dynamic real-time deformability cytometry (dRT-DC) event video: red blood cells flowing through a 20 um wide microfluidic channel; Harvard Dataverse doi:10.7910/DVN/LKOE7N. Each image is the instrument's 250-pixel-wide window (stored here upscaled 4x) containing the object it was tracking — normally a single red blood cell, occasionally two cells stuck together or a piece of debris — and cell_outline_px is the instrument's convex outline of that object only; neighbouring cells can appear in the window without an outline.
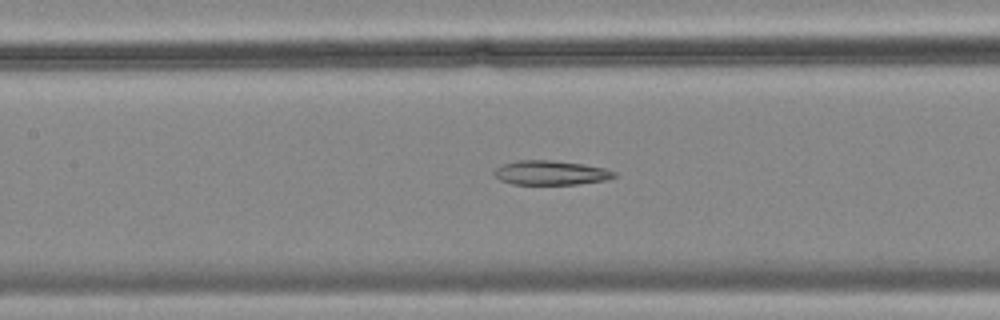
{"species": "common noctule bat (a hibernating species)", "species_latin": "Nyctalus noctula", "temperature_condition": "cold", "stored_images_in_passage": 57, "segment_of_instrument_passage": [2, 2], "camera_frame_rate_fps": 3000, "um_per_image_px": 0.085, "animal": {"sex": "female", "body_mass_g": 18.4}, "frame": {"image": 1, "passage_image": 26, "time_ms": 8.333, "image_size_px": [1000, 320], "cell_outline_px": [[616, 176], [604, 180], [576, 184], [512, 184], [500, 180], [492, 172], [496, 168], [504, 164], [516, 160], [552, 160], [584, 164], [604, 168], [616, 172]], "centroid_in_image_um": [46.79, 14.68], "position_along_channel_um": 160.6, "area_um2": 16.94}}
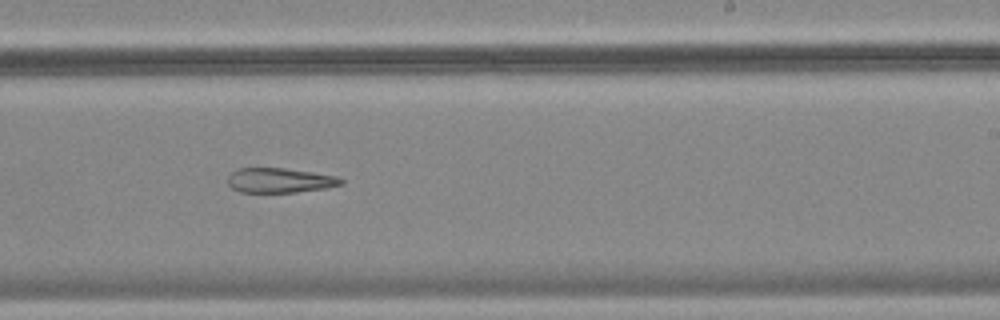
{"frame": {"image": 2, "passage_image": 35, "time_ms": 11.333, "image_size_px": [1000, 320], "cell_outline_px": [[344, 184], [328, 188], [296, 192], [240, 192], [232, 188], [228, 184], [228, 176], [236, 168], [284, 168], [312, 172], [336, 176], [344, 180]], "centroid_in_image_um": [23.79, 15.33], "position_along_channel_um": 265.2, "area_um2": 16.42}}
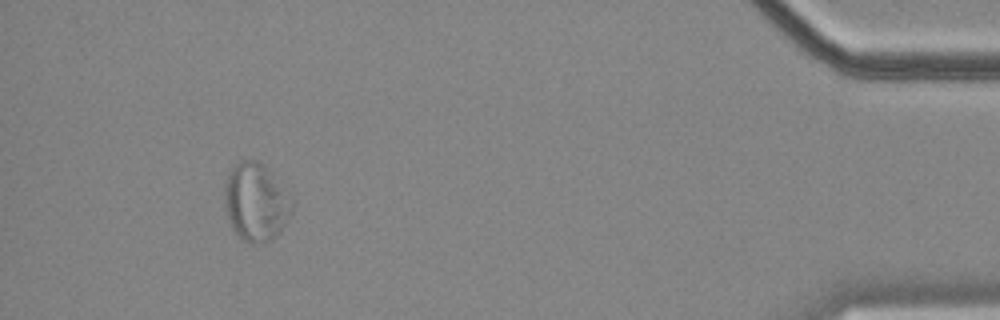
{"frame": {"image": 3, "passage_image": 53, "time_ms": 17.333, "image_size_px": [1000, 320], "cell_outline_px": [[292, 212], [280, 232], [276, 236], [268, 240], [252, 244], [244, 240], [232, 228], [228, 220], [224, 204], [224, 184], [228, 172], [236, 164], [244, 160], [256, 160], [264, 164], [272, 172], [292, 196]], "centroid_in_image_um": [21.75, 17.15], "position_along_channel_um": 413.4, "area_um2": 30.87}}